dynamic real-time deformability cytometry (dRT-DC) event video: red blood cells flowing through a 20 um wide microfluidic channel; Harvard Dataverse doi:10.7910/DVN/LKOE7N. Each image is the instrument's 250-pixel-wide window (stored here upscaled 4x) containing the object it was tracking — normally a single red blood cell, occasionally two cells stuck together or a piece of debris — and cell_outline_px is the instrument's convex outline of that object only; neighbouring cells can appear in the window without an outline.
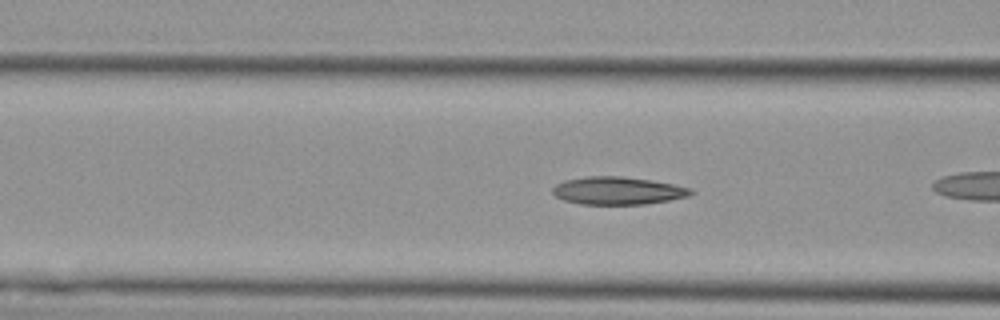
{"species": "Egyptian fruit bat (a non-hibernating species)", "species_latin": "Rousettus aegyptiacus", "temperature_condition": "cold", "stored_images_in_passage": 27, "camera_frame_rate_fps": 3000, "um_per_image_px": 0.085, "animal": {"sex": "female"}, "frame": {"image": 1, "passage_image": 6, "time_ms": 1.667, "image_size_px": [1000, 320], "cell_outline_px": [[696, 192], [692, 196], [644, 204], [580, 204], [564, 200], [556, 196], [552, 192], [552, 188], [556, 184], [564, 180], [588, 176], [620, 176], [652, 180], [692, 188]], "centroid_in_image_um": [52.54, 16.2], "position_along_channel_um": 114.1, "area_um2": 22.43}}
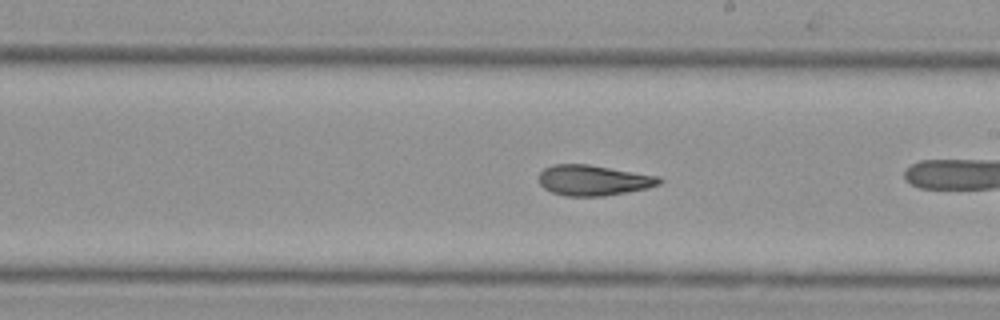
{"frame": {"image": 2, "passage_image": 16, "time_ms": 5.0, "image_size_px": [1000, 320], "cell_outline_px": [[664, 180], [660, 184], [648, 188], [604, 196], [564, 196], [552, 192], [544, 188], [540, 184], [540, 172], [544, 168], [552, 164], [588, 164], [660, 176]], "centroid_in_image_um": [50.46, 15.32], "position_along_channel_um": 238.5, "area_um2": 21.5}}
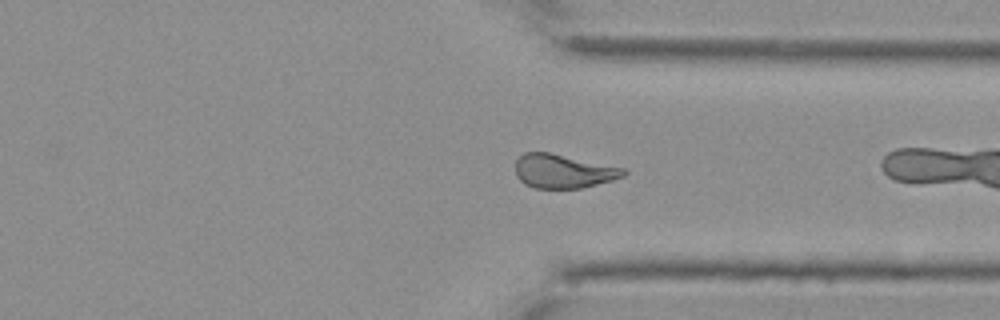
{"frame": {"image": 3, "passage_image": 26, "time_ms": 8.333, "image_size_px": [1000, 320], "cell_outline_px": [[628, 172], [624, 176], [612, 180], [580, 188], [536, 188], [524, 184], [516, 176], [516, 160], [524, 152], [548, 152], [624, 168]], "centroid_in_image_um": [47.86, 14.55], "position_along_channel_um": 363.5, "area_um2": 21.15}}